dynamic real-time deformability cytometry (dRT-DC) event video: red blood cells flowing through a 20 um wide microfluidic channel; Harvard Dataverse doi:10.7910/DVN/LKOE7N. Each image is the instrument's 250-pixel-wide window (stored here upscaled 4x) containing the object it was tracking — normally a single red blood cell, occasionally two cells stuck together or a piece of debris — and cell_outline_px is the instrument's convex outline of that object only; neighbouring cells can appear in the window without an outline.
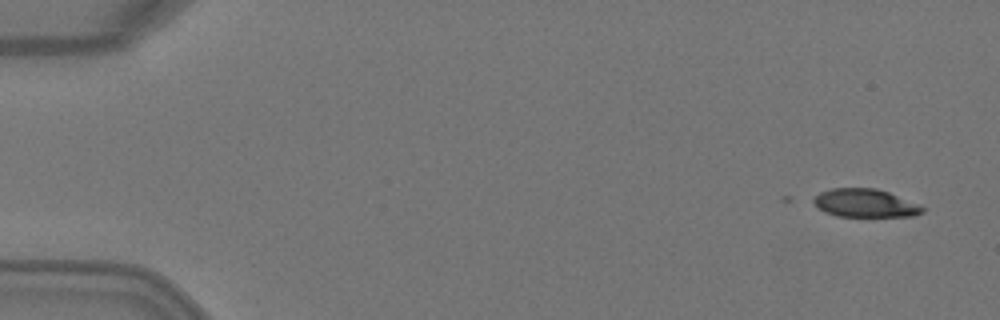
{"species": "Egyptian fruit bat (a non-hibernating species)", "species_latin": "Rousettus aegyptiacus", "temperature_condition": "warm", "stored_images_in_passage": 2, "camera_frame_rate_fps": 3000, "um_per_image_px": 0.085, "animal": {"sex": "female"}, "frame": {"image": 1, "passage_image": 1, "time_ms": 0.0, "image_size_px": [1000, 320], "cell_outline_px": [[924, 212], [912, 216], [836, 216], [824, 212], [808, 200], [820, 192], [832, 188], [876, 188], [888, 192], [920, 204], [924, 208]], "centroid_in_image_um": [73.48, 17.26], "position_along_channel_um": 11.5, "area_um2": 18.09}}